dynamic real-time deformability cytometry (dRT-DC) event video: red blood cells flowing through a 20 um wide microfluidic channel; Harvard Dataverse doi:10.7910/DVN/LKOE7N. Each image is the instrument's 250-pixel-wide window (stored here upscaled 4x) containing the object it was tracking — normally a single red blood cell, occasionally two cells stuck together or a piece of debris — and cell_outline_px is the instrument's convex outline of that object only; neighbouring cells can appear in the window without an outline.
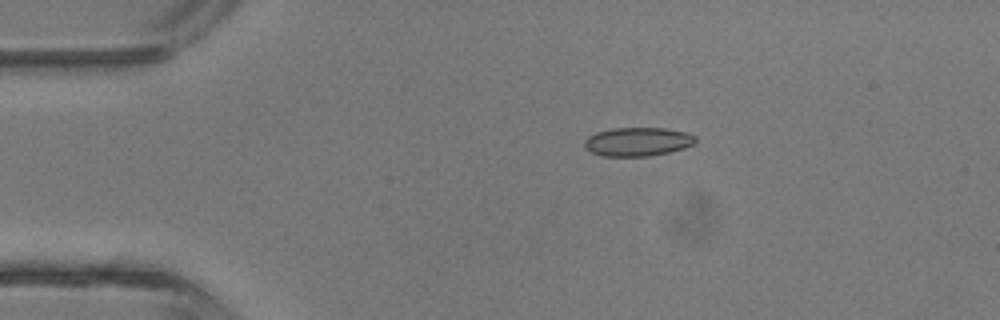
{"species": "common noctule bat (a hibernating species)", "species_latin": "Nyctalus noctula", "temperature_condition": "room temperature", "stored_images_in_passage": 4, "camera_frame_rate_fps": 3000, "um_per_image_px": 0.085, "animal": {"sex": "male", "body_mass_g": 13.3}, "frame": {"image": 1, "passage_image": 3, "time_ms": 2.333, "image_size_px": [1000, 320], "cell_outline_px": [[696, 140], [692, 144], [684, 148], [668, 152], [648, 156], [600, 156], [584, 148], [584, 140], [588, 136], [596, 132], [612, 128], [664, 128], [684, 132], [696, 136]], "centroid_in_image_um": [54.15, 12.04], "position_along_channel_um": 30.8, "area_um2": 18.55}}